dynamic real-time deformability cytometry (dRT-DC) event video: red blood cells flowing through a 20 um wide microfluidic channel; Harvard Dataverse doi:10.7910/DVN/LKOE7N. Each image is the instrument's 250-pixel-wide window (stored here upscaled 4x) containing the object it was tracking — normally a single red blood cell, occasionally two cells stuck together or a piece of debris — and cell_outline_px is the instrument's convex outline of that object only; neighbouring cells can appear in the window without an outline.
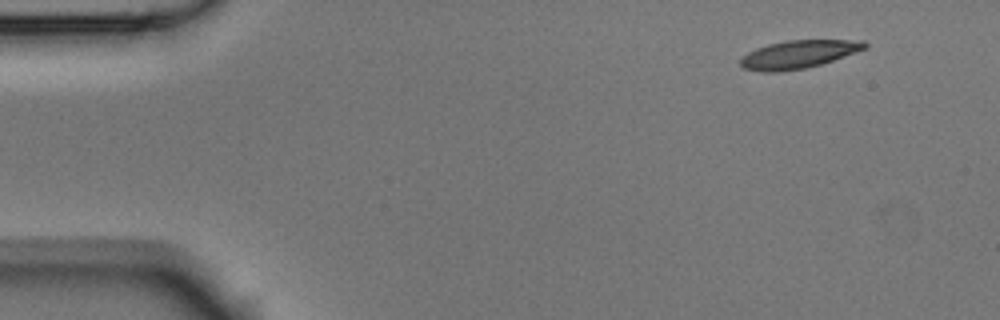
{"species": "Egyptian fruit bat (a non-hibernating species)", "species_latin": "Rousettus aegyptiacus", "temperature_condition": "room temperature", "stored_images_in_passage": 5, "segment_of_instrument_passage": [2, 2], "camera_frame_rate_fps": 3000, "um_per_image_px": 0.085, "animal": {"sex": "male"}, "frame": {"image": 1, "passage_image": 5, "time_ms": 1.333, "image_size_px": [1000, 320], "cell_outline_px": [[868, 48], [820, 64], [804, 68], [780, 72], [760, 72], [744, 68], [740, 64], [740, 60], [748, 52], [756, 48], [768, 44], [788, 40], [864, 40], [868, 44]], "centroid_in_image_um": [67.87, 4.61], "position_along_channel_um": 17.1, "area_um2": 20.23}}